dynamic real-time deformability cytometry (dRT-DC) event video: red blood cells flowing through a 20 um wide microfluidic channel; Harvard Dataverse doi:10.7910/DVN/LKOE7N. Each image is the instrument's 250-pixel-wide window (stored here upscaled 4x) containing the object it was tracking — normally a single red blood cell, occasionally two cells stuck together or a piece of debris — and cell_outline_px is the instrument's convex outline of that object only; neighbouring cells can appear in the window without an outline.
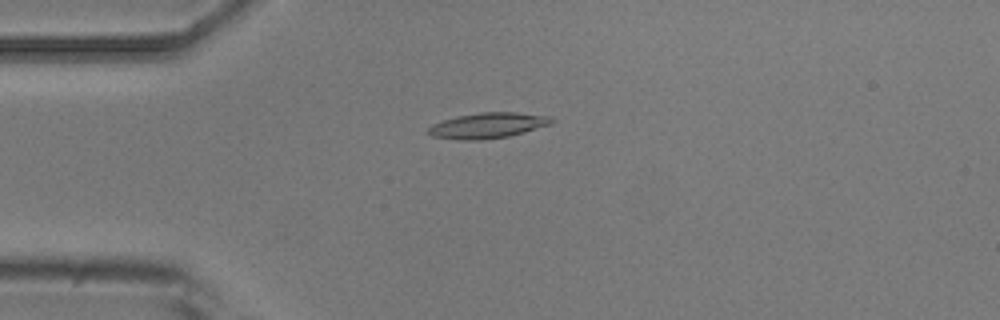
{"species": "common noctule bat (a hibernating species)", "species_latin": "Nyctalus noctula", "temperature_condition": "room temperature", "stored_images_in_passage": 6, "camera_frame_rate_fps": 3000, "um_per_image_px": 0.085, "animal": {"sex": "male", "body_mass_g": 20.5, "forearm_length_mm": 52.5}, "frame": {"image": 1, "passage_image": 4, "time_ms": 3.333, "image_size_px": [1000, 320], "cell_outline_px": [[556, 120], [552, 124], [524, 132], [508, 136], [484, 140], [460, 140], [432, 136], [424, 132], [432, 124], [456, 116], [480, 112], [516, 112], [548, 116]], "centroid_in_image_um": [41.44, 10.67], "position_along_channel_um": 43.6, "area_um2": 18.5}}